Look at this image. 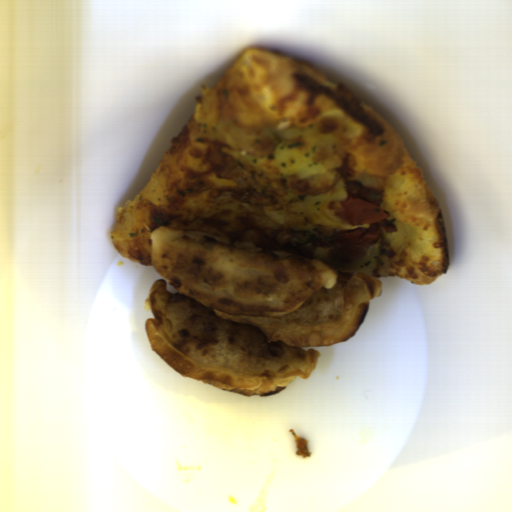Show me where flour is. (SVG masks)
Masks as SVG:
<instances>
[{
	"label": "flour",
	"mask_w": 512,
	"mask_h": 512,
	"mask_svg": "<svg viewBox=\"0 0 512 512\" xmlns=\"http://www.w3.org/2000/svg\"><path fill=\"white\" fill-rule=\"evenodd\" d=\"M143 307L152 350L183 377L247 398L307 380L311 347L349 339L382 280L243 239L161 226Z\"/></svg>",
	"instance_id": "obj_1"
}]
</instances>
